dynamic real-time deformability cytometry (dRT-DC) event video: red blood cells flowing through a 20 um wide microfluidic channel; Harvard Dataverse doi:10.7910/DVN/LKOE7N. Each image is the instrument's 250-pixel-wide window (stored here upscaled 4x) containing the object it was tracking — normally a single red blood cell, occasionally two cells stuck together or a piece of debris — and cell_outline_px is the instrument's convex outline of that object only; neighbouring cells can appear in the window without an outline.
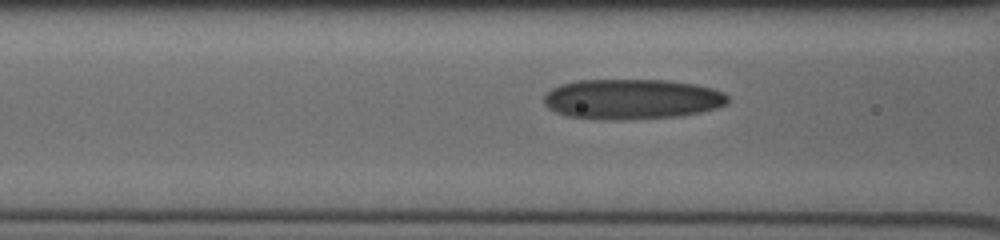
{"species": "human", "species_latin": "Homo sapiens", "temperature_condition": "cold", "stored_images_in_passage": 55, "camera_frame_rate_fps": 3000, "um_per_image_px": 0.085, "donor": {"sex": "male"}, "frame": {"image": 1, "passage_image": 19, "time_ms": 5.667, "image_size_px": [1000, 240], "cell_outline_px": [[728, 104], [716, 108], [700, 112], [680, 116], [616, 120], [608, 120], [564, 116], [548, 108], [544, 104], [544, 96], [552, 88], [560, 84], [576, 80], [668, 80], [696, 84], [712, 88], [724, 92], [728, 96]], "centroid_in_image_um": [53.71, 8.42], "position_along_channel_um": 112.9, "area_um2": 43.41}}
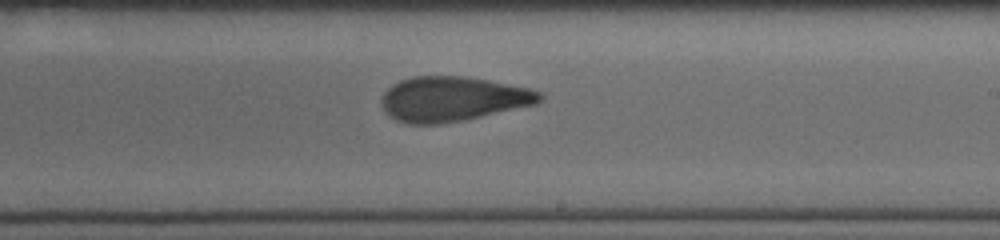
{"frame": {"image": 2, "passage_image": 28, "time_ms": 9.0, "image_size_px": [1000, 240], "cell_outline_px": [[544, 100], [536, 104], [464, 120], [436, 124], [408, 124], [396, 120], [388, 116], [380, 104], [380, 100], [384, 92], [392, 84], [400, 80], [412, 76], [464, 76], [488, 80], [528, 88], [544, 92]], "centroid_in_image_um": [38.46, 8.41], "position_along_channel_um": 250.5, "area_um2": 41.56}}
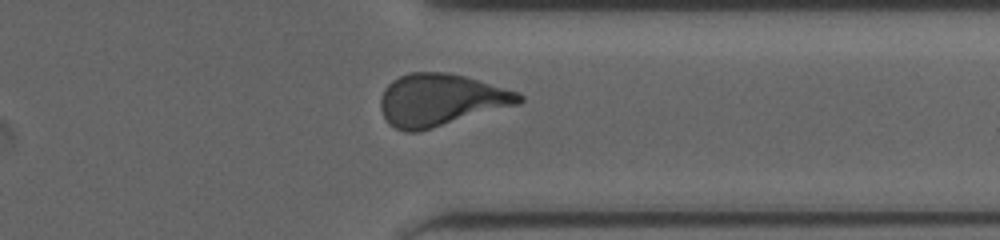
{"frame": {"image": 3, "passage_image": 44, "time_ms": 12.0, "image_size_px": [1000, 240], "cell_outline_px": [[524, 100], [520, 104], [432, 128], [416, 132], [404, 132], [388, 124], [380, 108], [380, 100], [384, 88], [392, 80], [400, 76], [412, 72], [448, 72], [464, 76], [520, 92], [524, 96]], "centroid_in_image_um": [37.47, 8.49], "position_along_channel_um": 373.9, "area_um2": 42.19}}